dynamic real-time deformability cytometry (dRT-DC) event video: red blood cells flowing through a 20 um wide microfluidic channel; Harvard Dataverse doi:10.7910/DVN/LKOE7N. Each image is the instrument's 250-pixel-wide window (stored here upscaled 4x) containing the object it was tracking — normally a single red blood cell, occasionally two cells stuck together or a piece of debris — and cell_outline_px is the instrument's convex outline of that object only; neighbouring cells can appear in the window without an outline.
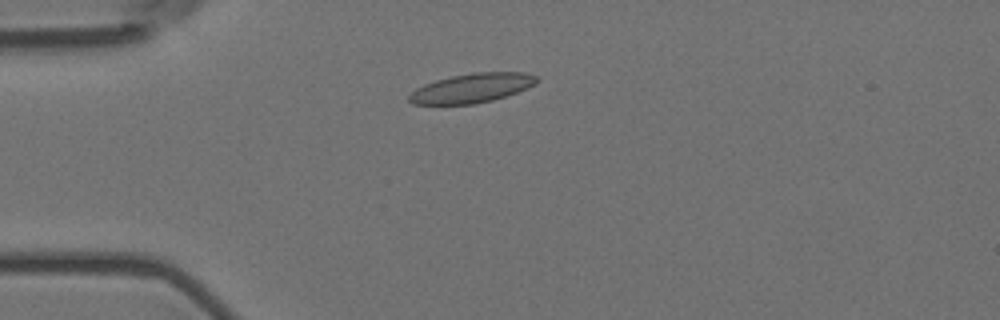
{"species": "Egyptian fruit bat (a non-hibernating species)", "species_latin": "Rousettus aegyptiacus", "temperature_condition": "room temperature", "stored_images_in_passage": 6, "camera_frame_rate_fps": 3000, "um_per_image_px": 0.085, "animal": {"sex": "female"}, "frame": {"image": 1, "passage_image": 4, "time_ms": 1.0, "image_size_px": [1000, 320], "cell_outline_px": [[540, 80], [536, 84], [516, 92], [492, 100], [472, 104], [412, 104], [408, 100], [408, 96], [416, 88], [424, 84], [436, 80], [452, 76], [472, 72], [528, 72], [536, 76]], "centroid_in_image_um": [40.12, 7.47], "position_along_channel_um": 44.9, "area_um2": 21.73}}
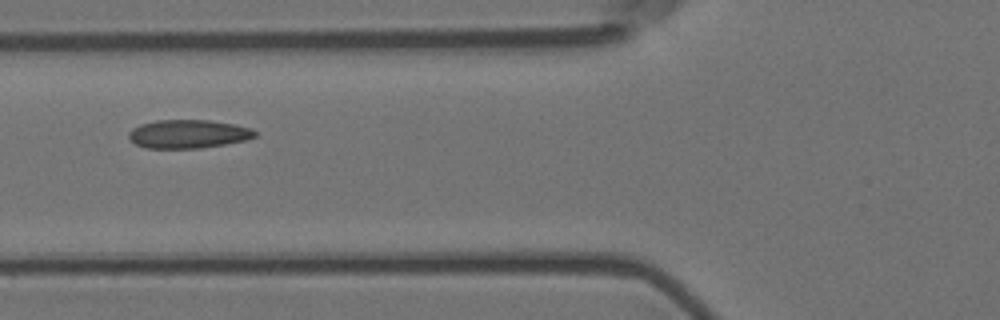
{"frame": {"image": 2, "passage_image": 6, "time_ms": 1.667, "image_size_px": [1000, 320], "cell_outline_px": [[256, 136], [248, 140], [200, 148], [148, 148], [136, 144], [128, 136], [128, 132], [132, 128], [140, 124], [156, 120], [208, 120], [236, 124], [252, 128], [256, 132]], "centroid_in_image_um": [16.02, 11.38], "position_along_channel_um": 109.8, "area_um2": 21.04}}